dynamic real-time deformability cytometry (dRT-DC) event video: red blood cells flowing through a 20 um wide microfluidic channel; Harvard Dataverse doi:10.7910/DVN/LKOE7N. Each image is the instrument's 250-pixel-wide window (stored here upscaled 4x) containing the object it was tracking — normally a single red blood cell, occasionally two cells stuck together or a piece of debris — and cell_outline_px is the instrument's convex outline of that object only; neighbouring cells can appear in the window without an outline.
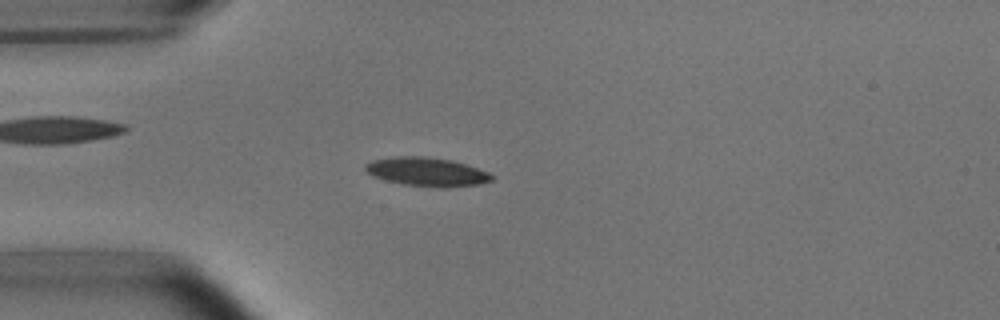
{"species": "common noctule bat (a hibernating species)", "species_latin": "Nyctalus noctula", "temperature_condition": "room temperature", "stored_images_in_passage": 51, "camera_frame_rate_fps": 3000, "um_per_image_px": 0.085, "animal": {"sex": "male", "body_mass_g": 15.6}, "frame": {"image": 1, "passage_image": 13, "time_ms": 4.0, "image_size_px": [1000, 320], "cell_outline_px": [[492, 180], [480, 184], [448, 188], [440, 188], [404, 184], [372, 176], [364, 168], [364, 164], [372, 160], [392, 156], [424, 156], [452, 160], [488, 172], [492, 176]], "centroid_in_image_um": [36.26, 14.6], "position_along_channel_um": 48.7, "area_um2": 21.15}}
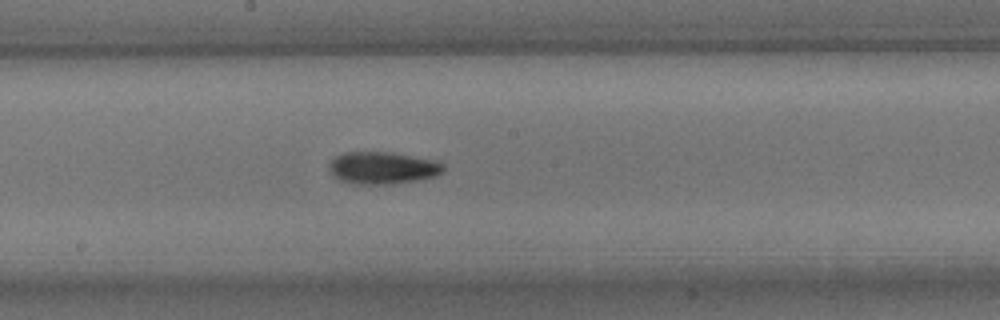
{"frame": {"image": 2, "passage_image": 27, "time_ms": 8.667, "image_size_px": [1000, 320], "cell_outline_px": [[444, 172], [436, 176], [420, 180], [392, 184], [348, 184], [332, 176], [328, 168], [328, 164], [336, 156], [344, 152], [388, 152], [436, 160], [444, 164]], "centroid_in_image_um": [32.51, 14.28], "position_along_channel_um": 215.7, "area_um2": 21.79}}
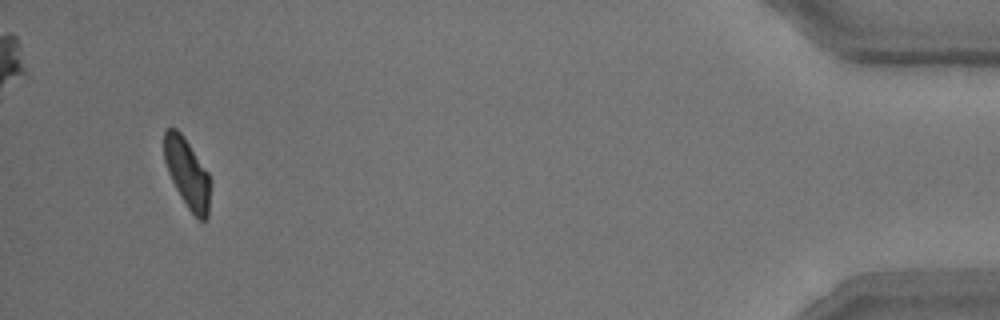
{"frame": {"image": 3, "passage_image": 49, "time_ms": 16.0, "image_size_px": [1000, 320], "cell_outline_px": [[208, 220], [200, 220], [188, 208], [180, 196], [168, 172], [164, 160], [164, 132], [168, 128], [176, 128], [184, 136], [208, 172]], "centroid_in_image_um": [15.88, 14.68], "position_along_channel_um": 419.3, "area_um2": 18.21}, "authors_computed_cell_mechanics": {"area_um2": 19.7098, "velocity_mm_per_s": 3.807, "shape_relaxation_time_tau1_ms": 3.1243, "shape_relaxation_time_tau2_ms": 4.0788, "deformation_change_tau1": 0.1307, "deformation_change_tau2": 0.0966}}